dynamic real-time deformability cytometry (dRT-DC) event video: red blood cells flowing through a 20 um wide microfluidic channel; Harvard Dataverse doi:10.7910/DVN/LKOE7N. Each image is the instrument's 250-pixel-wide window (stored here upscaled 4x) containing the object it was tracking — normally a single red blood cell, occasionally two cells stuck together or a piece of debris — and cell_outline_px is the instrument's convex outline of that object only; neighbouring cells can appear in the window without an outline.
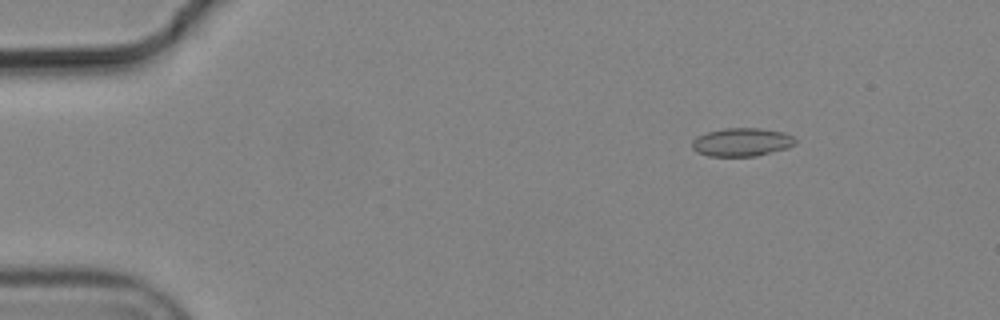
{"species": "common noctule bat (a hibernating species)", "species_latin": "Nyctalus noctula", "temperature_condition": "cold", "stored_images_in_passage": 4, "camera_frame_rate_fps": 3000, "um_per_image_px": 0.085, "animal": {"sex": "male", "body_mass_g": 19.2, "forearm_length_mm": 51.8}, "frame": {"image": 1, "passage_image": 3, "time_ms": 0.667, "image_size_px": [1000, 320], "cell_outline_px": [[796, 144], [788, 148], [756, 156], [708, 156], [696, 152], [692, 148], [692, 140], [696, 136], [708, 132], [724, 128], [760, 128], [784, 132], [792, 136], [796, 140]], "centroid_in_image_um": [63.04, 12.08], "position_along_channel_um": 22.0, "area_um2": 17.17}}